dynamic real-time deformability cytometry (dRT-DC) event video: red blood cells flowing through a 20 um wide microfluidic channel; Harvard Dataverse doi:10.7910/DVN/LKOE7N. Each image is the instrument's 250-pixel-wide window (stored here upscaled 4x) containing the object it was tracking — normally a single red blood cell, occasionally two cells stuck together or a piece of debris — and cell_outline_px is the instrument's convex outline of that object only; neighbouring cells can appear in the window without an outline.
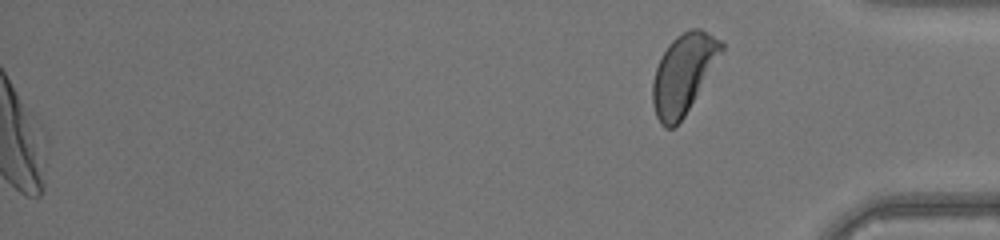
{"species": "human", "species_latin": "Homo sapiens", "temperature_condition": "warm", "stored_images_in_passage": 48, "segment_of_instrument_passage": [2, 2], "camera_frame_rate_fps": 3000, "um_per_image_px": 0.085, "donor": {"sex": "male"}, "frame": {"image": 1, "passage_image": 48, "time_ms": 15.667, "image_size_px": [1000, 240], "cell_outline_px": [[724, 52], [684, 116], [672, 128], [664, 128], [660, 124], [656, 116], [652, 104], [652, 80], [656, 68], [668, 44], [676, 36], [692, 28], [700, 28], [724, 40]], "centroid_in_image_um": [58.11, 6.25], "position_along_channel_um": 377.1, "area_um2": 32.02}}